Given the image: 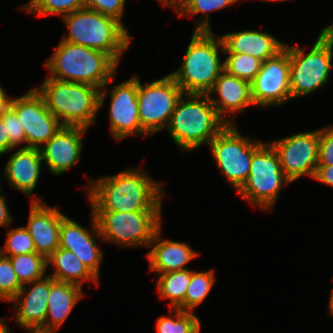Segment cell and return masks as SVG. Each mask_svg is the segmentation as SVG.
Returning <instances> with one entry per match:
<instances>
[{"label": "cell", "instance_id": "cell-1", "mask_svg": "<svg viewBox=\"0 0 333 333\" xmlns=\"http://www.w3.org/2000/svg\"><path fill=\"white\" fill-rule=\"evenodd\" d=\"M142 168L90 179L86 185L91 211H161L163 185Z\"/></svg>", "mask_w": 333, "mask_h": 333}, {"label": "cell", "instance_id": "cell-2", "mask_svg": "<svg viewBox=\"0 0 333 333\" xmlns=\"http://www.w3.org/2000/svg\"><path fill=\"white\" fill-rule=\"evenodd\" d=\"M117 64L107 53L61 40L44 67L49 70L50 78L100 88L101 108L108 94L106 86L112 83Z\"/></svg>", "mask_w": 333, "mask_h": 333}, {"label": "cell", "instance_id": "cell-3", "mask_svg": "<svg viewBox=\"0 0 333 333\" xmlns=\"http://www.w3.org/2000/svg\"><path fill=\"white\" fill-rule=\"evenodd\" d=\"M226 125L207 94H184L166 129L181 150L192 151L204 143L209 145Z\"/></svg>", "mask_w": 333, "mask_h": 333}, {"label": "cell", "instance_id": "cell-4", "mask_svg": "<svg viewBox=\"0 0 333 333\" xmlns=\"http://www.w3.org/2000/svg\"><path fill=\"white\" fill-rule=\"evenodd\" d=\"M68 34L62 41L109 54L117 63L130 47L131 35L122 22L88 8L62 17Z\"/></svg>", "mask_w": 333, "mask_h": 333}, {"label": "cell", "instance_id": "cell-5", "mask_svg": "<svg viewBox=\"0 0 333 333\" xmlns=\"http://www.w3.org/2000/svg\"><path fill=\"white\" fill-rule=\"evenodd\" d=\"M219 49L224 52L221 36L213 31H194L182 65L170 75L184 94H208L224 71Z\"/></svg>", "mask_w": 333, "mask_h": 333}, {"label": "cell", "instance_id": "cell-6", "mask_svg": "<svg viewBox=\"0 0 333 333\" xmlns=\"http://www.w3.org/2000/svg\"><path fill=\"white\" fill-rule=\"evenodd\" d=\"M36 89L62 126L88 129L95 122L100 109V88L47 77Z\"/></svg>", "mask_w": 333, "mask_h": 333}, {"label": "cell", "instance_id": "cell-7", "mask_svg": "<svg viewBox=\"0 0 333 333\" xmlns=\"http://www.w3.org/2000/svg\"><path fill=\"white\" fill-rule=\"evenodd\" d=\"M290 60L291 98L310 95L325 86L333 70V34L324 27L309 52L285 45Z\"/></svg>", "mask_w": 333, "mask_h": 333}, {"label": "cell", "instance_id": "cell-8", "mask_svg": "<svg viewBox=\"0 0 333 333\" xmlns=\"http://www.w3.org/2000/svg\"><path fill=\"white\" fill-rule=\"evenodd\" d=\"M289 183L272 145L263 142L253 152L249 177L237 192L251 205L272 211L282 185Z\"/></svg>", "mask_w": 333, "mask_h": 333}, {"label": "cell", "instance_id": "cell-9", "mask_svg": "<svg viewBox=\"0 0 333 333\" xmlns=\"http://www.w3.org/2000/svg\"><path fill=\"white\" fill-rule=\"evenodd\" d=\"M161 212L92 211L103 242L146 248H149L155 232L161 227Z\"/></svg>", "mask_w": 333, "mask_h": 333}, {"label": "cell", "instance_id": "cell-10", "mask_svg": "<svg viewBox=\"0 0 333 333\" xmlns=\"http://www.w3.org/2000/svg\"><path fill=\"white\" fill-rule=\"evenodd\" d=\"M262 143L241 136L236 124H227L209 143L217 166L236 191L247 181L253 152Z\"/></svg>", "mask_w": 333, "mask_h": 333}, {"label": "cell", "instance_id": "cell-11", "mask_svg": "<svg viewBox=\"0 0 333 333\" xmlns=\"http://www.w3.org/2000/svg\"><path fill=\"white\" fill-rule=\"evenodd\" d=\"M182 95L184 92L170 74L145 84H142L137 76V101L142 136L150 137L166 129Z\"/></svg>", "mask_w": 333, "mask_h": 333}, {"label": "cell", "instance_id": "cell-12", "mask_svg": "<svg viewBox=\"0 0 333 333\" xmlns=\"http://www.w3.org/2000/svg\"><path fill=\"white\" fill-rule=\"evenodd\" d=\"M320 129L300 132L270 142L285 176L293 183L302 176L314 178L318 165Z\"/></svg>", "mask_w": 333, "mask_h": 333}, {"label": "cell", "instance_id": "cell-13", "mask_svg": "<svg viewBox=\"0 0 333 333\" xmlns=\"http://www.w3.org/2000/svg\"><path fill=\"white\" fill-rule=\"evenodd\" d=\"M9 106L15 111L26 135L23 148H41L62 124L48 110L44 98L36 88L21 97L10 99Z\"/></svg>", "mask_w": 333, "mask_h": 333}, {"label": "cell", "instance_id": "cell-14", "mask_svg": "<svg viewBox=\"0 0 333 333\" xmlns=\"http://www.w3.org/2000/svg\"><path fill=\"white\" fill-rule=\"evenodd\" d=\"M251 96L259 108L282 105L291 100L289 52L284 48L267 59L251 82Z\"/></svg>", "mask_w": 333, "mask_h": 333}, {"label": "cell", "instance_id": "cell-15", "mask_svg": "<svg viewBox=\"0 0 333 333\" xmlns=\"http://www.w3.org/2000/svg\"><path fill=\"white\" fill-rule=\"evenodd\" d=\"M110 94L109 129L114 139L120 141L133 134L142 135L137 101V75L115 85Z\"/></svg>", "mask_w": 333, "mask_h": 333}, {"label": "cell", "instance_id": "cell-16", "mask_svg": "<svg viewBox=\"0 0 333 333\" xmlns=\"http://www.w3.org/2000/svg\"><path fill=\"white\" fill-rule=\"evenodd\" d=\"M92 232L72 218L64 216L61 220L59 247L74 253L79 260L99 279L103 252L94 237L102 240L96 217L91 211Z\"/></svg>", "mask_w": 333, "mask_h": 333}, {"label": "cell", "instance_id": "cell-17", "mask_svg": "<svg viewBox=\"0 0 333 333\" xmlns=\"http://www.w3.org/2000/svg\"><path fill=\"white\" fill-rule=\"evenodd\" d=\"M87 129L61 126L55 135L39 148L42 161L54 175H61L74 167L81 158L83 135Z\"/></svg>", "mask_w": 333, "mask_h": 333}, {"label": "cell", "instance_id": "cell-18", "mask_svg": "<svg viewBox=\"0 0 333 333\" xmlns=\"http://www.w3.org/2000/svg\"><path fill=\"white\" fill-rule=\"evenodd\" d=\"M40 197L31 199L28 230L34 241L36 253L48 258L59 248L61 220L65 216L59 211V206L51 207Z\"/></svg>", "mask_w": 333, "mask_h": 333}, {"label": "cell", "instance_id": "cell-19", "mask_svg": "<svg viewBox=\"0 0 333 333\" xmlns=\"http://www.w3.org/2000/svg\"><path fill=\"white\" fill-rule=\"evenodd\" d=\"M28 284L29 287L23 285L10 301L16 304L12 307L15 313V322L27 331L41 330L45 332L50 276L46 275L44 278Z\"/></svg>", "mask_w": 333, "mask_h": 333}, {"label": "cell", "instance_id": "cell-20", "mask_svg": "<svg viewBox=\"0 0 333 333\" xmlns=\"http://www.w3.org/2000/svg\"><path fill=\"white\" fill-rule=\"evenodd\" d=\"M218 93L217 98L212 95ZM218 115L227 123L235 124L233 118L224 117L227 113L244 112V108L253 106L251 83L223 71L213 88L207 94ZM212 96V97H211ZM223 115V116H222Z\"/></svg>", "mask_w": 333, "mask_h": 333}, {"label": "cell", "instance_id": "cell-21", "mask_svg": "<svg viewBox=\"0 0 333 333\" xmlns=\"http://www.w3.org/2000/svg\"><path fill=\"white\" fill-rule=\"evenodd\" d=\"M161 228L155 232L149 245L151 251L147 258L150 271L158 275L188 269L187 264L197 257L198 253L185 242L163 239Z\"/></svg>", "mask_w": 333, "mask_h": 333}, {"label": "cell", "instance_id": "cell-22", "mask_svg": "<svg viewBox=\"0 0 333 333\" xmlns=\"http://www.w3.org/2000/svg\"><path fill=\"white\" fill-rule=\"evenodd\" d=\"M224 53L248 54L262 62L276 56L286 43L277 40L275 36L257 30H245L225 33L221 36Z\"/></svg>", "mask_w": 333, "mask_h": 333}, {"label": "cell", "instance_id": "cell-23", "mask_svg": "<svg viewBox=\"0 0 333 333\" xmlns=\"http://www.w3.org/2000/svg\"><path fill=\"white\" fill-rule=\"evenodd\" d=\"M42 157L37 148H20L14 151L4 167L10 187L26 195L33 194L41 173Z\"/></svg>", "mask_w": 333, "mask_h": 333}, {"label": "cell", "instance_id": "cell-24", "mask_svg": "<svg viewBox=\"0 0 333 333\" xmlns=\"http://www.w3.org/2000/svg\"><path fill=\"white\" fill-rule=\"evenodd\" d=\"M84 296L79 285L56 281L50 276V293L45 318V332H55Z\"/></svg>", "mask_w": 333, "mask_h": 333}, {"label": "cell", "instance_id": "cell-25", "mask_svg": "<svg viewBox=\"0 0 333 333\" xmlns=\"http://www.w3.org/2000/svg\"><path fill=\"white\" fill-rule=\"evenodd\" d=\"M52 265L55 271L51 276L56 281L69 282L80 287L84 281H93L99 285V279L69 250L59 247L48 258L47 266Z\"/></svg>", "mask_w": 333, "mask_h": 333}, {"label": "cell", "instance_id": "cell-26", "mask_svg": "<svg viewBox=\"0 0 333 333\" xmlns=\"http://www.w3.org/2000/svg\"><path fill=\"white\" fill-rule=\"evenodd\" d=\"M158 275L156 287L160 298L170 300L168 307L184 311V299L191 281V270L186 269Z\"/></svg>", "mask_w": 333, "mask_h": 333}, {"label": "cell", "instance_id": "cell-27", "mask_svg": "<svg viewBox=\"0 0 333 333\" xmlns=\"http://www.w3.org/2000/svg\"><path fill=\"white\" fill-rule=\"evenodd\" d=\"M237 2H240V0H176L172 8L176 10L179 17L185 15H191L190 17H192L197 14H203L201 15L202 21L197 20L195 22L196 27L194 31H212L209 22V12L223 9Z\"/></svg>", "mask_w": 333, "mask_h": 333}, {"label": "cell", "instance_id": "cell-28", "mask_svg": "<svg viewBox=\"0 0 333 333\" xmlns=\"http://www.w3.org/2000/svg\"><path fill=\"white\" fill-rule=\"evenodd\" d=\"M9 259L22 286L46 276L47 258L42 254H19L10 256Z\"/></svg>", "mask_w": 333, "mask_h": 333}, {"label": "cell", "instance_id": "cell-29", "mask_svg": "<svg viewBox=\"0 0 333 333\" xmlns=\"http://www.w3.org/2000/svg\"><path fill=\"white\" fill-rule=\"evenodd\" d=\"M173 311L175 314H172ZM169 315L170 316H161L156 320L157 333L201 332V321L194 312L183 311L179 308H171L169 310Z\"/></svg>", "mask_w": 333, "mask_h": 333}, {"label": "cell", "instance_id": "cell-30", "mask_svg": "<svg viewBox=\"0 0 333 333\" xmlns=\"http://www.w3.org/2000/svg\"><path fill=\"white\" fill-rule=\"evenodd\" d=\"M214 283L215 272L213 269L204 272L191 270V281L184 299V311L193 312L194 308L206 299Z\"/></svg>", "mask_w": 333, "mask_h": 333}, {"label": "cell", "instance_id": "cell-31", "mask_svg": "<svg viewBox=\"0 0 333 333\" xmlns=\"http://www.w3.org/2000/svg\"><path fill=\"white\" fill-rule=\"evenodd\" d=\"M21 7L24 11L38 16L58 14L63 17L85 8V0H30L29 3Z\"/></svg>", "mask_w": 333, "mask_h": 333}, {"label": "cell", "instance_id": "cell-32", "mask_svg": "<svg viewBox=\"0 0 333 333\" xmlns=\"http://www.w3.org/2000/svg\"><path fill=\"white\" fill-rule=\"evenodd\" d=\"M224 70L229 74L252 82L261 69L262 61L248 54L225 53Z\"/></svg>", "mask_w": 333, "mask_h": 333}, {"label": "cell", "instance_id": "cell-33", "mask_svg": "<svg viewBox=\"0 0 333 333\" xmlns=\"http://www.w3.org/2000/svg\"><path fill=\"white\" fill-rule=\"evenodd\" d=\"M6 236L4 248H0L2 255L10 257L36 252L34 241L25 226L11 229Z\"/></svg>", "mask_w": 333, "mask_h": 333}, {"label": "cell", "instance_id": "cell-34", "mask_svg": "<svg viewBox=\"0 0 333 333\" xmlns=\"http://www.w3.org/2000/svg\"><path fill=\"white\" fill-rule=\"evenodd\" d=\"M9 257L0 255V300L10 302L21 289Z\"/></svg>", "mask_w": 333, "mask_h": 333}, {"label": "cell", "instance_id": "cell-35", "mask_svg": "<svg viewBox=\"0 0 333 333\" xmlns=\"http://www.w3.org/2000/svg\"><path fill=\"white\" fill-rule=\"evenodd\" d=\"M1 119L6 125L7 133L9 134L10 143L14 146H20L26 143V135L20 120L18 119L15 111L8 106L2 113Z\"/></svg>", "mask_w": 333, "mask_h": 333}, {"label": "cell", "instance_id": "cell-36", "mask_svg": "<svg viewBox=\"0 0 333 333\" xmlns=\"http://www.w3.org/2000/svg\"><path fill=\"white\" fill-rule=\"evenodd\" d=\"M126 0H85V8L111 16L121 22Z\"/></svg>", "mask_w": 333, "mask_h": 333}, {"label": "cell", "instance_id": "cell-37", "mask_svg": "<svg viewBox=\"0 0 333 333\" xmlns=\"http://www.w3.org/2000/svg\"><path fill=\"white\" fill-rule=\"evenodd\" d=\"M318 165H333V126L320 129Z\"/></svg>", "mask_w": 333, "mask_h": 333}, {"label": "cell", "instance_id": "cell-38", "mask_svg": "<svg viewBox=\"0 0 333 333\" xmlns=\"http://www.w3.org/2000/svg\"><path fill=\"white\" fill-rule=\"evenodd\" d=\"M313 179L333 187V165H317Z\"/></svg>", "mask_w": 333, "mask_h": 333}, {"label": "cell", "instance_id": "cell-39", "mask_svg": "<svg viewBox=\"0 0 333 333\" xmlns=\"http://www.w3.org/2000/svg\"><path fill=\"white\" fill-rule=\"evenodd\" d=\"M14 148L15 147L10 143V138L6 130V125H4L0 115V155L8 153L11 150H14Z\"/></svg>", "mask_w": 333, "mask_h": 333}, {"label": "cell", "instance_id": "cell-40", "mask_svg": "<svg viewBox=\"0 0 333 333\" xmlns=\"http://www.w3.org/2000/svg\"><path fill=\"white\" fill-rule=\"evenodd\" d=\"M12 221L13 217H11L7 202L5 201L4 196L2 195V187L0 183V226L5 227L11 225Z\"/></svg>", "mask_w": 333, "mask_h": 333}, {"label": "cell", "instance_id": "cell-41", "mask_svg": "<svg viewBox=\"0 0 333 333\" xmlns=\"http://www.w3.org/2000/svg\"><path fill=\"white\" fill-rule=\"evenodd\" d=\"M10 99L2 86H0V115L9 106Z\"/></svg>", "mask_w": 333, "mask_h": 333}, {"label": "cell", "instance_id": "cell-42", "mask_svg": "<svg viewBox=\"0 0 333 333\" xmlns=\"http://www.w3.org/2000/svg\"><path fill=\"white\" fill-rule=\"evenodd\" d=\"M9 331L10 330L8 329V326H7V319L5 320V318H1L0 319V333H10Z\"/></svg>", "mask_w": 333, "mask_h": 333}, {"label": "cell", "instance_id": "cell-43", "mask_svg": "<svg viewBox=\"0 0 333 333\" xmlns=\"http://www.w3.org/2000/svg\"><path fill=\"white\" fill-rule=\"evenodd\" d=\"M329 312L330 314H332L333 316V288H332V291H331V296L329 298Z\"/></svg>", "mask_w": 333, "mask_h": 333}, {"label": "cell", "instance_id": "cell-44", "mask_svg": "<svg viewBox=\"0 0 333 333\" xmlns=\"http://www.w3.org/2000/svg\"><path fill=\"white\" fill-rule=\"evenodd\" d=\"M176 3V0H167V7H173L174 4Z\"/></svg>", "mask_w": 333, "mask_h": 333}, {"label": "cell", "instance_id": "cell-45", "mask_svg": "<svg viewBox=\"0 0 333 333\" xmlns=\"http://www.w3.org/2000/svg\"><path fill=\"white\" fill-rule=\"evenodd\" d=\"M29 333H55V332H44L41 330H30Z\"/></svg>", "mask_w": 333, "mask_h": 333}, {"label": "cell", "instance_id": "cell-46", "mask_svg": "<svg viewBox=\"0 0 333 333\" xmlns=\"http://www.w3.org/2000/svg\"><path fill=\"white\" fill-rule=\"evenodd\" d=\"M326 28L333 34V24L326 26Z\"/></svg>", "mask_w": 333, "mask_h": 333}, {"label": "cell", "instance_id": "cell-47", "mask_svg": "<svg viewBox=\"0 0 333 333\" xmlns=\"http://www.w3.org/2000/svg\"><path fill=\"white\" fill-rule=\"evenodd\" d=\"M161 3H162V5H164L165 7L167 6V0H159Z\"/></svg>", "mask_w": 333, "mask_h": 333}, {"label": "cell", "instance_id": "cell-48", "mask_svg": "<svg viewBox=\"0 0 333 333\" xmlns=\"http://www.w3.org/2000/svg\"><path fill=\"white\" fill-rule=\"evenodd\" d=\"M262 1H266V2H268V1H274V2H276V1H288V0H262Z\"/></svg>", "mask_w": 333, "mask_h": 333}]
</instances>
